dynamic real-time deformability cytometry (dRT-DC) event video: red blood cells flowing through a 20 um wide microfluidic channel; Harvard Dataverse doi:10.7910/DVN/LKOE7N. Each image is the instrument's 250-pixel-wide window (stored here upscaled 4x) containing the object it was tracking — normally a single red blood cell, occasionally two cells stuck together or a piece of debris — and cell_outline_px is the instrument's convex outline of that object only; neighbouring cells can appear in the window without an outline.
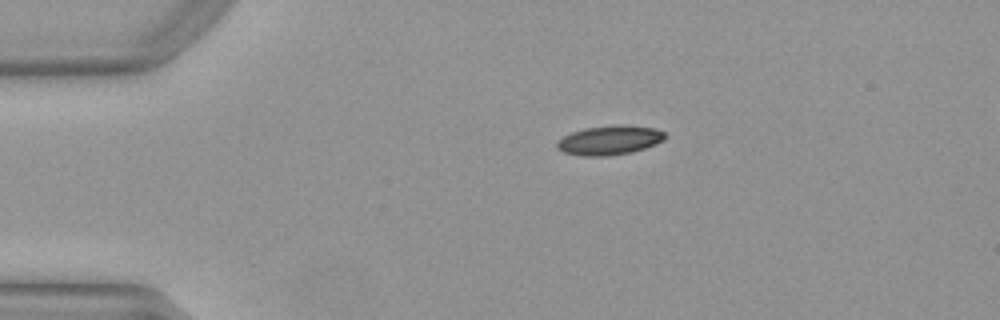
{"species": "Egyptian fruit bat (a non-hibernating species)", "species_latin": "Rousettus aegyptiacus", "temperature_condition": "warm", "stored_images_in_passage": 42, "camera_frame_rate_fps": 3000, "um_per_image_px": 0.085, "animal": {"sex": "female"}, "frame": {"image": 1, "passage_image": 1, "time_ms": 0.0, "image_size_px": [1000, 320], "cell_outline_px": [[664, 140], [656, 144], [632, 152], [608, 156], [584, 156], [564, 152], [556, 148], [556, 140], [572, 132], [584, 128], [616, 124], [620, 124], [652, 128], [664, 132]], "centroid_in_image_um": [51.77, 11.92], "position_along_channel_um": 33.2, "area_um2": 18.44}}
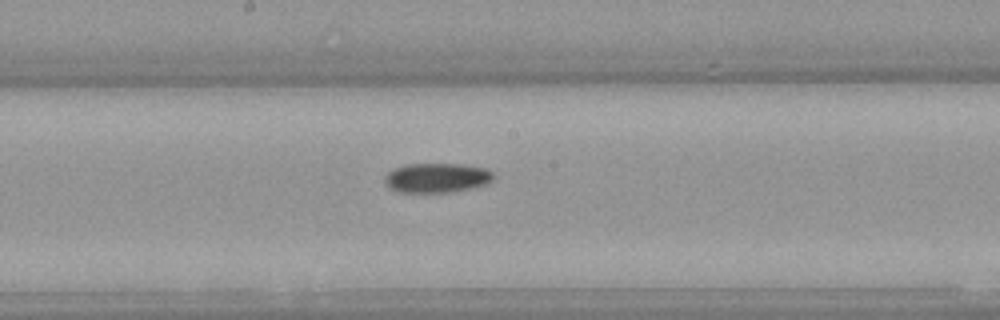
{"frame": {"image": 2, "passage_image": 18, "time_ms": 5.667, "image_size_px": [1000, 320], "cell_outline_px": [[496, 176], [488, 184], [472, 188], [452, 192], [396, 192], [384, 180], [384, 176], [388, 172], [396, 168], [408, 164], [460, 164], [484, 168], [492, 172]], "centroid_in_image_um": [37.17, 15.12], "position_along_channel_um": 211.0, "area_um2": 18.67}}
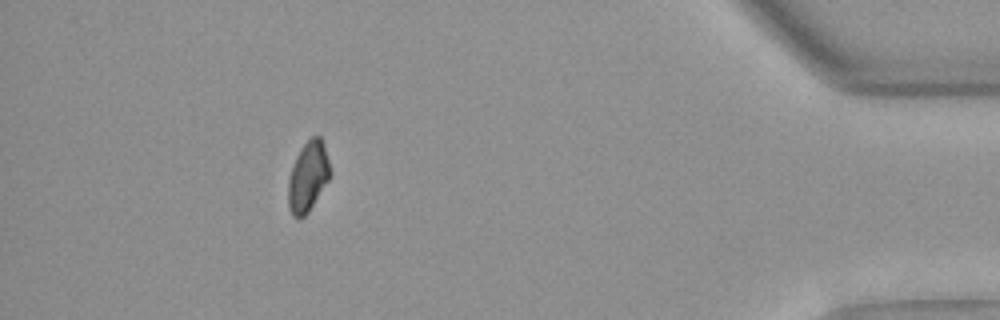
{"frame": {"image": 3, "passage_image": 37, "time_ms": 12.0, "image_size_px": [1000, 320], "cell_outline_px": [[332, 172], [328, 180], [308, 212], [300, 220], [292, 216], [288, 208], [288, 180], [296, 156], [300, 148], [312, 136], [320, 136], [324, 144]], "centroid_in_image_um": [26.17, 15.02], "position_along_channel_um": 409.0, "area_um2": 17.17}}